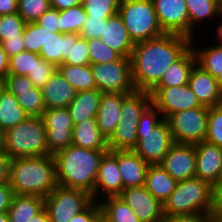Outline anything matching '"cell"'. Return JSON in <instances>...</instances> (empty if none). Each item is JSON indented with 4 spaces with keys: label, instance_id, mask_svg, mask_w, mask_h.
Listing matches in <instances>:
<instances>
[{
    "label": "cell",
    "instance_id": "cell-51",
    "mask_svg": "<svg viewBox=\"0 0 222 222\" xmlns=\"http://www.w3.org/2000/svg\"><path fill=\"white\" fill-rule=\"evenodd\" d=\"M163 222H214V213L165 217Z\"/></svg>",
    "mask_w": 222,
    "mask_h": 222
},
{
    "label": "cell",
    "instance_id": "cell-59",
    "mask_svg": "<svg viewBox=\"0 0 222 222\" xmlns=\"http://www.w3.org/2000/svg\"><path fill=\"white\" fill-rule=\"evenodd\" d=\"M221 15H222V11H221ZM217 35V40L219 39V44L217 43L216 46H219L220 48H222V23L220 25H217V30H216Z\"/></svg>",
    "mask_w": 222,
    "mask_h": 222
},
{
    "label": "cell",
    "instance_id": "cell-16",
    "mask_svg": "<svg viewBox=\"0 0 222 222\" xmlns=\"http://www.w3.org/2000/svg\"><path fill=\"white\" fill-rule=\"evenodd\" d=\"M137 215L141 222H163V204L154 198L145 188H125L118 195Z\"/></svg>",
    "mask_w": 222,
    "mask_h": 222
},
{
    "label": "cell",
    "instance_id": "cell-32",
    "mask_svg": "<svg viewBox=\"0 0 222 222\" xmlns=\"http://www.w3.org/2000/svg\"><path fill=\"white\" fill-rule=\"evenodd\" d=\"M57 70L76 92L96 89L90 65H60Z\"/></svg>",
    "mask_w": 222,
    "mask_h": 222
},
{
    "label": "cell",
    "instance_id": "cell-66",
    "mask_svg": "<svg viewBox=\"0 0 222 222\" xmlns=\"http://www.w3.org/2000/svg\"><path fill=\"white\" fill-rule=\"evenodd\" d=\"M217 209L222 211V200H217Z\"/></svg>",
    "mask_w": 222,
    "mask_h": 222
},
{
    "label": "cell",
    "instance_id": "cell-11",
    "mask_svg": "<svg viewBox=\"0 0 222 222\" xmlns=\"http://www.w3.org/2000/svg\"><path fill=\"white\" fill-rule=\"evenodd\" d=\"M49 155L72 145L74 127L68 108L46 109L42 114Z\"/></svg>",
    "mask_w": 222,
    "mask_h": 222
},
{
    "label": "cell",
    "instance_id": "cell-55",
    "mask_svg": "<svg viewBox=\"0 0 222 222\" xmlns=\"http://www.w3.org/2000/svg\"><path fill=\"white\" fill-rule=\"evenodd\" d=\"M18 12V0H0V16Z\"/></svg>",
    "mask_w": 222,
    "mask_h": 222
},
{
    "label": "cell",
    "instance_id": "cell-10",
    "mask_svg": "<svg viewBox=\"0 0 222 222\" xmlns=\"http://www.w3.org/2000/svg\"><path fill=\"white\" fill-rule=\"evenodd\" d=\"M209 107L201 106L171 114L169 123L175 143L196 144L206 139Z\"/></svg>",
    "mask_w": 222,
    "mask_h": 222
},
{
    "label": "cell",
    "instance_id": "cell-60",
    "mask_svg": "<svg viewBox=\"0 0 222 222\" xmlns=\"http://www.w3.org/2000/svg\"><path fill=\"white\" fill-rule=\"evenodd\" d=\"M214 222H222V211L219 209L214 213Z\"/></svg>",
    "mask_w": 222,
    "mask_h": 222
},
{
    "label": "cell",
    "instance_id": "cell-26",
    "mask_svg": "<svg viewBox=\"0 0 222 222\" xmlns=\"http://www.w3.org/2000/svg\"><path fill=\"white\" fill-rule=\"evenodd\" d=\"M102 92L98 89L76 92L75 98L68 105L73 125L96 118Z\"/></svg>",
    "mask_w": 222,
    "mask_h": 222
},
{
    "label": "cell",
    "instance_id": "cell-63",
    "mask_svg": "<svg viewBox=\"0 0 222 222\" xmlns=\"http://www.w3.org/2000/svg\"><path fill=\"white\" fill-rule=\"evenodd\" d=\"M216 80H217L219 89H220V91L222 93V73L216 78Z\"/></svg>",
    "mask_w": 222,
    "mask_h": 222
},
{
    "label": "cell",
    "instance_id": "cell-9",
    "mask_svg": "<svg viewBox=\"0 0 222 222\" xmlns=\"http://www.w3.org/2000/svg\"><path fill=\"white\" fill-rule=\"evenodd\" d=\"M96 89L102 93L131 94L136 91L130 57H121L111 63L90 64Z\"/></svg>",
    "mask_w": 222,
    "mask_h": 222
},
{
    "label": "cell",
    "instance_id": "cell-50",
    "mask_svg": "<svg viewBox=\"0 0 222 222\" xmlns=\"http://www.w3.org/2000/svg\"><path fill=\"white\" fill-rule=\"evenodd\" d=\"M97 202L93 201L86 209L75 215L69 222H97L101 215V207L99 201Z\"/></svg>",
    "mask_w": 222,
    "mask_h": 222
},
{
    "label": "cell",
    "instance_id": "cell-17",
    "mask_svg": "<svg viewBox=\"0 0 222 222\" xmlns=\"http://www.w3.org/2000/svg\"><path fill=\"white\" fill-rule=\"evenodd\" d=\"M122 191L123 183L117 163V150H109L101 158L91 196L96 201L98 199L97 195H100V193H106V197H108L118 196Z\"/></svg>",
    "mask_w": 222,
    "mask_h": 222
},
{
    "label": "cell",
    "instance_id": "cell-12",
    "mask_svg": "<svg viewBox=\"0 0 222 222\" xmlns=\"http://www.w3.org/2000/svg\"><path fill=\"white\" fill-rule=\"evenodd\" d=\"M149 93L152 97V104L160 111L164 119L175 112L202 106L188 84L153 88Z\"/></svg>",
    "mask_w": 222,
    "mask_h": 222
},
{
    "label": "cell",
    "instance_id": "cell-15",
    "mask_svg": "<svg viewBox=\"0 0 222 222\" xmlns=\"http://www.w3.org/2000/svg\"><path fill=\"white\" fill-rule=\"evenodd\" d=\"M158 22L165 33L189 37V15L185 0H152Z\"/></svg>",
    "mask_w": 222,
    "mask_h": 222
},
{
    "label": "cell",
    "instance_id": "cell-44",
    "mask_svg": "<svg viewBox=\"0 0 222 222\" xmlns=\"http://www.w3.org/2000/svg\"><path fill=\"white\" fill-rule=\"evenodd\" d=\"M50 8L49 0H18V14L26 23L36 22Z\"/></svg>",
    "mask_w": 222,
    "mask_h": 222
},
{
    "label": "cell",
    "instance_id": "cell-38",
    "mask_svg": "<svg viewBox=\"0 0 222 222\" xmlns=\"http://www.w3.org/2000/svg\"><path fill=\"white\" fill-rule=\"evenodd\" d=\"M121 0H81L89 18L108 19L119 11Z\"/></svg>",
    "mask_w": 222,
    "mask_h": 222
},
{
    "label": "cell",
    "instance_id": "cell-48",
    "mask_svg": "<svg viewBox=\"0 0 222 222\" xmlns=\"http://www.w3.org/2000/svg\"><path fill=\"white\" fill-rule=\"evenodd\" d=\"M4 87L8 89L14 96H17V91L30 90L34 87L28 76L22 75H7L4 79Z\"/></svg>",
    "mask_w": 222,
    "mask_h": 222
},
{
    "label": "cell",
    "instance_id": "cell-54",
    "mask_svg": "<svg viewBox=\"0 0 222 222\" xmlns=\"http://www.w3.org/2000/svg\"><path fill=\"white\" fill-rule=\"evenodd\" d=\"M9 162L8 155L0 150V184L8 182Z\"/></svg>",
    "mask_w": 222,
    "mask_h": 222
},
{
    "label": "cell",
    "instance_id": "cell-28",
    "mask_svg": "<svg viewBox=\"0 0 222 222\" xmlns=\"http://www.w3.org/2000/svg\"><path fill=\"white\" fill-rule=\"evenodd\" d=\"M44 208V197L14 194L8 209L9 222H29Z\"/></svg>",
    "mask_w": 222,
    "mask_h": 222
},
{
    "label": "cell",
    "instance_id": "cell-33",
    "mask_svg": "<svg viewBox=\"0 0 222 222\" xmlns=\"http://www.w3.org/2000/svg\"><path fill=\"white\" fill-rule=\"evenodd\" d=\"M100 200L101 214L111 222H141L134 211L119 196Z\"/></svg>",
    "mask_w": 222,
    "mask_h": 222
},
{
    "label": "cell",
    "instance_id": "cell-67",
    "mask_svg": "<svg viewBox=\"0 0 222 222\" xmlns=\"http://www.w3.org/2000/svg\"><path fill=\"white\" fill-rule=\"evenodd\" d=\"M3 86H4V81L3 79H0V90L2 89Z\"/></svg>",
    "mask_w": 222,
    "mask_h": 222
},
{
    "label": "cell",
    "instance_id": "cell-42",
    "mask_svg": "<svg viewBox=\"0 0 222 222\" xmlns=\"http://www.w3.org/2000/svg\"><path fill=\"white\" fill-rule=\"evenodd\" d=\"M41 59L37 53L23 51L9 58V75L27 76L35 67V61Z\"/></svg>",
    "mask_w": 222,
    "mask_h": 222
},
{
    "label": "cell",
    "instance_id": "cell-53",
    "mask_svg": "<svg viewBox=\"0 0 222 222\" xmlns=\"http://www.w3.org/2000/svg\"><path fill=\"white\" fill-rule=\"evenodd\" d=\"M14 192L8 182L0 184V213L8 212Z\"/></svg>",
    "mask_w": 222,
    "mask_h": 222
},
{
    "label": "cell",
    "instance_id": "cell-47",
    "mask_svg": "<svg viewBox=\"0 0 222 222\" xmlns=\"http://www.w3.org/2000/svg\"><path fill=\"white\" fill-rule=\"evenodd\" d=\"M107 19L86 17V22L80 31L81 38L98 39L103 35L104 25Z\"/></svg>",
    "mask_w": 222,
    "mask_h": 222
},
{
    "label": "cell",
    "instance_id": "cell-57",
    "mask_svg": "<svg viewBox=\"0 0 222 222\" xmlns=\"http://www.w3.org/2000/svg\"><path fill=\"white\" fill-rule=\"evenodd\" d=\"M9 70V56L3 50L0 44V79H4L8 75Z\"/></svg>",
    "mask_w": 222,
    "mask_h": 222
},
{
    "label": "cell",
    "instance_id": "cell-37",
    "mask_svg": "<svg viewBox=\"0 0 222 222\" xmlns=\"http://www.w3.org/2000/svg\"><path fill=\"white\" fill-rule=\"evenodd\" d=\"M16 99L29 116H42L46 110L41 89L33 87L30 90L17 91Z\"/></svg>",
    "mask_w": 222,
    "mask_h": 222
},
{
    "label": "cell",
    "instance_id": "cell-58",
    "mask_svg": "<svg viewBox=\"0 0 222 222\" xmlns=\"http://www.w3.org/2000/svg\"><path fill=\"white\" fill-rule=\"evenodd\" d=\"M29 222H50L46 208L44 207L39 213L32 217Z\"/></svg>",
    "mask_w": 222,
    "mask_h": 222
},
{
    "label": "cell",
    "instance_id": "cell-61",
    "mask_svg": "<svg viewBox=\"0 0 222 222\" xmlns=\"http://www.w3.org/2000/svg\"><path fill=\"white\" fill-rule=\"evenodd\" d=\"M0 222H9L8 213H0Z\"/></svg>",
    "mask_w": 222,
    "mask_h": 222
},
{
    "label": "cell",
    "instance_id": "cell-62",
    "mask_svg": "<svg viewBox=\"0 0 222 222\" xmlns=\"http://www.w3.org/2000/svg\"><path fill=\"white\" fill-rule=\"evenodd\" d=\"M4 144V131L0 128V150H3Z\"/></svg>",
    "mask_w": 222,
    "mask_h": 222
},
{
    "label": "cell",
    "instance_id": "cell-13",
    "mask_svg": "<svg viewBox=\"0 0 222 222\" xmlns=\"http://www.w3.org/2000/svg\"><path fill=\"white\" fill-rule=\"evenodd\" d=\"M194 145L196 150L195 177L208 182L218 190L222 186V147L206 141Z\"/></svg>",
    "mask_w": 222,
    "mask_h": 222
},
{
    "label": "cell",
    "instance_id": "cell-31",
    "mask_svg": "<svg viewBox=\"0 0 222 222\" xmlns=\"http://www.w3.org/2000/svg\"><path fill=\"white\" fill-rule=\"evenodd\" d=\"M152 103L149 92L135 91L122 102L121 116L118 123L138 124L144 110Z\"/></svg>",
    "mask_w": 222,
    "mask_h": 222
},
{
    "label": "cell",
    "instance_id": "cell-18",
    "mask_svg": "<svg viewBox=\"0 0 222 222\" xmlns=\"http://www.w3.org/2000/svg\"><path fill=\"white\" fill-rule=\"evenodd\" d=\"M188 85L202 106L213 107L222 104V93L216 78L197 64L191 71Z\"/></svg>",
    "mask_w": 222,
    "mask_h": 222
},
{
    "label": "cell",
    "instance_id": "cell-34",
    "mask_svg": "<svg viewBox=\"0 0 222 222\" xmlns=\"http://www.w3.org/2000/svg\"><path fill=\"white\" fill-rule=\"evenodd\" d=\"M191 40V46L196 55L197 65L204 71L210 73L213 77L217 78L222 73V48L216 45L207 46L205 48L193 47V41Z\"/></svg>",
    "mask_w": 222,
    "mask_h": 222
},
{
    "label": "cell",
    "instance_id": "cell-46",
    "mask_svg": "<svg viewBox=\"0 0 222 222\" xmlns=\"http://www.w3.org/2000/svg\"><path fill=\"white\" fill-rule=\"evenodd\" d=\"M56 71L57 67L54 64L41 58L39 61H35V67L27 76L34 87L42 89Z\"/></svg>",
    "mask_w": 222,
    "mask_h": 222
},
{
    "label": "cell",
    "instance_id": "cell-41",
    "mask_svg": "<svg viewBox=\"0 0 222 222\" xmlns=\"http://www.w3.org/2000/svg\"><path fill=\"white\" fill-rule=\"evenodd\" d=\"M62 65H90L87 39L81 38L80 34L71 33L70 56L63 61Z\"/></svg>",
    "mask_w": 222,
    "mask_h": 222
},
{
    "label": "cell",
    "instance_id": "cell-49",
    "mask_svg": "<svg viewBox=\"0 0 222 222\" xmlns=\"http://www.w3.org/2000/svg\"><path fill=\"white\" fill-rule=\"evenodd\" d=\"M36 23L53 33L60 32L59 11L50 8L36 21Z\"/></svg>",
    "mask_w": 222,
    "mask_h": 222
},
{
    "label": "cell",
    "instance_id": "cell-27",
    "mask_svg": "<svg viewBox=\"0 0 222 222\" xmlns=\"http://www.w3.org/2000/svg\"><path fill=\"white\" fill-rule=\"evenodd\" d=\"M71 33H53L47 29V40L40 50V57L56 67L62 65L63 61L70 56Z\"/></svg>",
    "mask_w": 222,
    "mask_h": 222
},
{
    "label": "cell",
    "instance_id": "cell-45",
    "mask_svg": "<svg viewBox=\"0 0 222 222\" xmlns=\"http://www.w3.org/2000/svg\"><path fill=\"white\" fill-rule=\"evenodd\" d=\"M205 141L222 147V104L209 107Z\"/></svg>",
    "mask_w": 222,
    "mask_h": 222
},
{
    "label": "cell",
    "instance_id": "cell-19",
    "mask_svg": "<svg viewBox=\"0 0 222 222\" xmlns=\"http://www.w3.org/2000/svg\"><path fill=\"white\" fill-rule=\"evenodd\" d=\"M117 163L123 189L145 186L149 164L133 150H117Z\"/></svg>",
    "mask_w": 222,
    "mask_h": 222
},
{
    "label": "cell",
    "instance_id": "cell-3",
    "mask_svg": "<svg viewBox=\"0 0 222 222\" xmlns=\"http://www.w3.org/2000/svg\"><path fill=\"white\" fill-rule=\"evenodd\" d=\"M8 184L14 194L48 196L57 186L53 155L10 159Z\"/></svg>",
    "mask_w": 222,
    "mask_h": 222
},
{
    "label": "cell",
    "instance_id": "cell-22",
    "mask_svg": "<svg viewBox=\"0 0 222 222\" xmlns=\"http://www.w3.org/2000/svg\"><path fill=\"white\" fill-rule=\"evenodd\" d=\"M46 109L66 108L75 98L76 90L57 70L41 89Z\"/></svg>",
    "mask_w": 222,
    "mask_h": 222
},
{
    "label": "cell",
    "instance_id": "cell-29",
    "mask_svg": "<svg viewBox=\"0 0 222 222\" xmlns=\"http://www.w3.org/2000/svg\"><path fill=\"white\" fill-rule=\"evenodd\" d=\"M28 116L16 96L3 86L0 90V128L5 132L22 123Z\"/></svg>",
    "mask_w": 222,
    "mask_h": 222
},
{
    "label": "cell",
    "instance_id": "cell-39",
    "mask_svg": "<svg viewBox=\"0 0 222 222\" xmlns=\"http://www.w3.org/2000/svg\"><path fill=\"white\" fill-rule=\"evenodd\" d=\"M24 19L18 12L0 16V44L3 41L13 38H23V31L26 26Z\"/></svg>",
    "mask_w": 222,
    "mask_h": 222
},
{
    "label": "cell",
    "instance_id": "cell-4",
    "mask_svg": "<svg viewBox=\"0 0 222 222\" xmlns=\"http://www.w3.org/2000/svg\"><path fill=\"white\" fill-rule=\"evenodd\" d=\"M217 190L199 178L177 182L175 190L163 203L164 217L215 213Z\"/></svg>",
    "mask_w": 222,
    "mask_h": 222
},
{
    "label": "cell",
    "instance_id": "cell-5",
    "mask_svg": "<svg viewBox=\"0 0 222 222\" xmlns=\"http://www.w3.org/2000/svg\"><path fill=\"white\" fill-rule=\"evenodd\" d=\"M151 103L138 122L137 146L134 152L149 165L160 164L174 143L169 123Z\"/></svg>",
    "mask_w": 222,
    "mask_h": 222
},
{
    "label": "cell",
    "instance_id": "cell-20",
    "mask_svg": "<svg viewBox=\"0 0 222 222\" xmlns=\"http://www.w3.org/2000/svg\"><path fill=\"white\" fill-rule=\"evenodd\" d=\"M128 95L123 93H102L101 95L96 120L98 128L107 140L120 121L122 102Z\"/></svg>",
    "mask_w": 222,
    "mask_h": 222
},
{
    "label": "cell",
    "instance_id": "cell-36",
    "mask_svg": "<svg viewBox=\"0 0 222 222\" xmlns=\"http://www.w3.org/2000/svg\"><path fill=\"white\" fill-rule=\"evenodd\" d=\"M86 17L87 14L81 3L71 8L59 11L60 33L79 34L86 22Z\"/></svg>",
    "mask_w": 222,
    "mask_h": 222
},
{
    "label": "cell",
    "instance_id": "cell-52",
    "mask_svg": "<svg viewBox=\"0 0 222 222\" xmlns=\"http://www.w3.org/2000/svg\"><path fill=\"white\" fill-rule=\"evenodd\" d=\"M1 45L9 58L25 51L23 38L8 39L6 41H3Z\"/></svg>",
    "mask_w": 222,
    "mask_h": 222
},
{
    "label": "cell",
    "instance_id": "cell-6",
    "mask_svg": "<svg viewBox=\"0 0 222 222\" xmlns=\"http://www.w3.org/2000/svg\"><path fill=\"white\" fill-rule=\"evenodd\" d=\"M3 150L10 159L49 155L42 116H28L5 131Z\"/></svg>",
    "mask_w": 222,
    "mask_h": 222
},
{
    "label": "cell",
    "instance_id": "cell-21",
    "mask_svg": "<svg viewBox=\"0 0 222 222\" xmlns=\"http://www.w3.org/2000/svg\"><path fill=\"white\" fill-rule=\"evenodd\" d=\"M100 39L122 57H130L135 45L129 37L122 17L118 13L107 19Z\"/></svg>",
    "mask_w": 222,
    "mask_h": 222
},
{
    "label": "cell",
    "instance_id": "cell-43",
    "mask_svg": "<svg viewBox=\"0 0 222 222\" xmlns=\"http://www.w3.org/2000/svg\"><path fill=\"white\" fill-rule=\"evenodd\" d=\"M23 39L26 51L39 54L47 40V29L36 22L27 23L23 31Z\"/></svg>",
    "mask_w": 222,
    "mask_h": 222
},
{
    "label": "cell",
    "instance_id": "cell-40",
    "mask_svg": "<svg viewBox=\"0 0 222 222\" xmlns=\"http://www.w3.org/2000/svg\"><path fill=\"white\" fill-rule=\"evenodd\" d=\"M90 64L111 63L119 60L122 56L98 39H87Z\"/></svg>",
    "mask_w": 222,
    "mask_h": 222
},
{
    "label": "cell",
    "instance_id": "cell-7",
    "mask_svg": "<svg viewBox=\"0 0 222 222\" xmlns=\"http://www.w3.org/2000/svg\"><path fill=\"white\" fill-rule=\"evenodd\" d=\"M118 14L134 44L165 34L158 22L152 0H121Z\"/></svg>",
    "mask_w": 222,
    "mask_h": 222
},
{
    "label": "cell",
    "instance_id": "cell-23",
    "mask_svg": "<svg viewBox=\"0 0 222 222\" xmlns=\"http://www.w3.org/2000/svg\"><path fill=\"white\" fill-rule=\"evenodd\" d=\"M72 145L91 150H109L108 140L98 128L96 118H88L74 125Z\"/></svg>",
    "mask_w": 222,
    "mask_h": 222
},
{
    "label": "cell",
    "instance_id": "cell-35",
    "mask_svg": "<svg viewBox=\"0 0 222 222\" xmlns=\"http://www.w3.org/2000/svg\"><path fill=\"white\" fill-rule=\"evenodd\" d=\"M138 124L118 123L108 139L109 150H134L137 146Z\"/></svg>",
    "mask_w": 222,
    "mask_h": 222
},
{
    "label": "cell",
    "instance_id": "cell-25",
    "mask_svg": "<svg viewBox=\"0 0 222 222\" xmlns=\"http://www.w3.org/2000/svg\"><path fill=\"white\" fill-rule=\"evenodd\" d=\"M177 181L160 164L149 165L146 172V190L162 204L175 190Z\"/></svg>",
    "mask_w": 222,
    "mask_h": 222
},
{
    "label": "cell",
    "instance_id": "cell-65",
    "mask_svg": "<svg viewBox=\"0 0 222 222\" xmlns=\"http://www.w3.org/2000/svg\"><path fill=\"white\" fill-rule=\"evenodd\" d=\"M97 222H111L108 219H106L102 214L99 216Z\"/></svg>",
    "mask_w": 222,
    "mask_h": 222
},
{
    "label": "cell",
    "instance_id": "cell-14",
    "mask_svg": "<svg viewBox=\"0 0 222 222\" xmlns=\"http://www.w3.org/2000/svg\"><path fill=\"white\" fill-rule=\"evenodd\" d=\"M160 165L177 182L194 178L196 172L195 145L174 142Z\"/></svg>",
    "mask_w": 222,
    "mask_h": 222
},
{
    "label": "cell",
    "instance_id": "cell-30",
    "mask_svg": "<svg viewBox=\"0 0 222 222\" xmlns=\"http://www.w3.org/2000/svg\"><path fill=\"white\" fill-rule=\"evenodd\" d=\"M189 15V38H194V28L209 18L221 16L222 0H185ZM218 15V16H217ZM200 21V22H199ZM198 22V23H197ZM197 24V25H195Z\"/></svg>",
    "mask_w": 222,
    "mask_h": 222
},
{
    "label": "cell",
    "instance_id": "cell-2",
    "mask_svg": "<svg viewBox=\"0 0 222 222\" xmlns=\"http://www.w3.org/2000/svg\"><path fill=\"white\" fill-rule=\"evenodd\" d=\"M109 150H91L70 145L53 155L57 185L92 194L102 156Z\"/></svg>",
    "mask_w": 222,
    "mask_h": 222
},
{
    "label": "cell",
    "instance_id": "cell-1",
    "mask_svg": "<svg viewBox=\"0 0 222 222\" xmlns=\"http://www.w3.org/2000/svg\"><path fill=\"white\" fill-rule=\"evenodd\" d=\"M191 40L184 35L165 33L157 38L136 43L130 56L136 91L150 92L170 65L191 47Z\"/></svg>",
    "mask_w": 222,
    "mask_h": 222
},
{
    "label": "cell",
    "instance_id": "cell-24",
    "mask_svg": "<svg viewBox=\"0 0 222 222\" xmlns=\"http://www.w3.org/2000/svg\"><path fill=\"white\" fill-rule=\"evenodd\" d=\"M197 64L192 46L166 70L160 82L154 88L176 87L188 84L190 74Z\"/></svg>",
    "mask_w": 222,
    "mask_h": 222
},
{
    "label": "cell",
    "instance_id": "cell-64",
    "mask_svg": "<svg viewBox=\"0 0 222 222\" xmlns=\"http://www.w3.org/2000/svg\"><path fill=\"white\" fill-rule=\"evenodd\" d=\"M217 200H222V186L217 190Z\"/></svg>",
    "mask_w": 222,
    "mask_h": 222
},
{
    "label": "cell",
    "instance_id": "cell-8",
    "mask_svg": "<svg viewBox=\"0 0 222 222\" xmlns=\"http://www.w3.org/2000/svg\"><path fill=\"white\" fill-rule=\"evenodd\" d=\"M93 201L91 194L85 190L57 185L44 197V207L50 222H69Z\"/></svg>",
    "mask_w": 222,
    "mask_h": 222
},
{
    "label": "cell",
    "instance_id": "cell-56",
    "mask_svg": "<svg viewBox=\"0 0 222 222\" xmlns=\"http://www.w3.org/2000/svg\"><path fill=\"white\" fill-rule=\"evenodd\" d=\"M51 8L57 9L58 11L71 8L79 5L81 0H49Z\"/></svg>",
    "mask_w": 222,
    "mask_h": 222
}]
</instances>
